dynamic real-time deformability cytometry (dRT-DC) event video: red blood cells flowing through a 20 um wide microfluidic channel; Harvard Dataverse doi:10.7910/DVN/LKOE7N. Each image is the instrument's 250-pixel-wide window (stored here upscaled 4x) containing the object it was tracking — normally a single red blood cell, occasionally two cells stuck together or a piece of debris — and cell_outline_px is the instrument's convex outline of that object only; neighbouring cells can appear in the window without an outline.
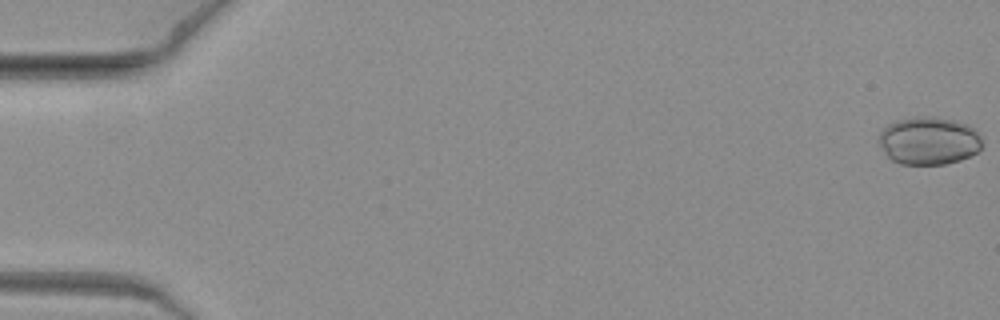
{"species": "common noctule bat (a hibernating species)", "species_latin": "Nyctalus noctula", "temperature_condition": "warm", "stored_images_in_passage": 11, "camera_frame_rate_fps": 3000, "um_per_image_px": 0.085, "animal": {"sex": "female", "body_mass_g": 19.3, "forearm_length_mm": 54.1}, "frame": {"image": 1, "passage_image": 1, "time_ms": 0.0, "image_size_px": [1000, 320], "cell_outline_px": [[980, 148], [976, 152], [960, 160], [944, 164], [900, 164], [892, 160], [884, 152], [876, 140], [880, 132], [888, 124], [896, 120], [916, 116], [932, 116], [952, 120], [968, 124], [980, 136]], "centroid_in_image_um": [78.89, 11.95], "position_along_channel_um": 6.1, "area_um2": 28.78}}
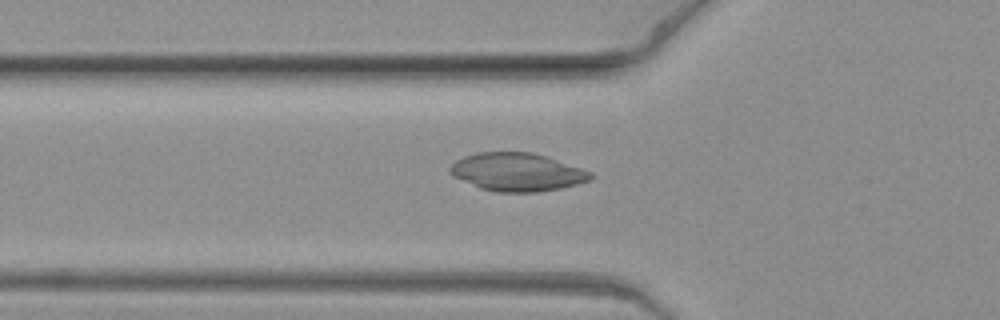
{"frame": {"image": 2, "passage_image": 8, "time_ms": 2.333, "image_size_px": [1000, 320], "cell_outline_px": [[592, 176], [588, 180], [576, 184], [560, 188], [536, 192], [496, 192], [480, 188], [452, 176], [448, 172], [448, 168], [456, 160], [464, 156], [476, 152], [532, 152], [592, 172]], "centroid_in_image_um": [43.88, 14.62], "position_along_channel_um": 81.9, "area_um2": 30.98}}
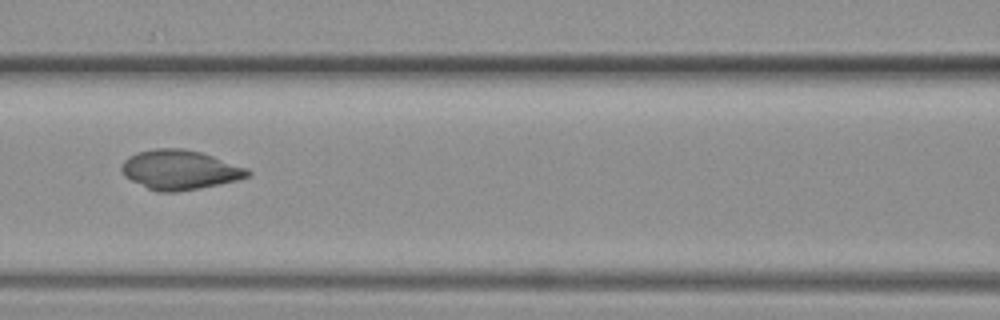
{"frame": {"image": 3, "passage_image": 10, "time_ms": 3.0, "image_size_px": [1000, 320], "cell_outline_px": [[252, 172], [248, 176], [236, 180], [200, 188], [176, 192], [156, 192], [124, 176], [120, 168], [124, 160], [128, 156], [136, 152], [156, 148], [184, 148], [200, 152], [248, 168]], "centroid_in_image_um": [15.25, 14.43], "position_along_channel_um": 151.3, "area_um2": 28.96}}